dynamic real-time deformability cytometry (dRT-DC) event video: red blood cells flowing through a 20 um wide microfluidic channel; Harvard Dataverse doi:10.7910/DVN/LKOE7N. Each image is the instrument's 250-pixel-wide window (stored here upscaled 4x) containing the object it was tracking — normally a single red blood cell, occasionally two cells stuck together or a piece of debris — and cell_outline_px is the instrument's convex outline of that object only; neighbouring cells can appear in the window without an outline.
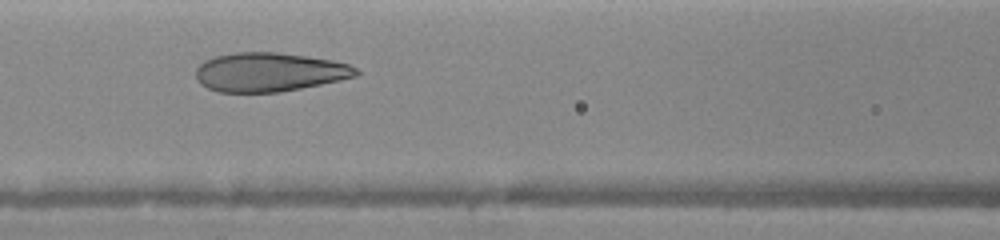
{"species": "human", "species_latin": "Homo sapiens", "temperature_condition": "warm", "stored_images_in_passage": 10, "camera_frame_rate_fps": 3000, "um_per_image_px": 0.085, "donor": {"sex": "female"}, "frame": {"image": 1, "passage_image": 9, "time_ms": 3.667, "image_size_px": [1000, 240], "cell_outline_px": [[360, 72], [356, 76], [340, 80], [280, 92], [216, 92], [200, 84], [196, 80], [196, 68], [204, 60], [216, 56], [236, 52], [276, 52], [332, 60], [348, 64], [356, 68]], "centroid_in_image_um": [22.85, 6.13], "position_along_channel_um": 143.7, "area_um2": 36.3}}